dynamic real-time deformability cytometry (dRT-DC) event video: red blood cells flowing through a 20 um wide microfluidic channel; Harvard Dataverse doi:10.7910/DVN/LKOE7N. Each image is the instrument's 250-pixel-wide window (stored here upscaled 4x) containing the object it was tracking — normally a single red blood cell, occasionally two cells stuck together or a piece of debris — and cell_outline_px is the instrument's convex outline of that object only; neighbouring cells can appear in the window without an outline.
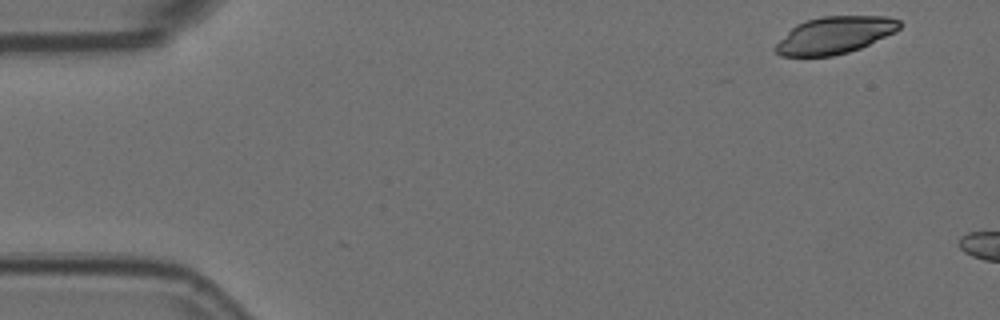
{"species": "Egyptian fruit bat (a non-hibernating species)", "species_latin": "Rousettus aegyptiacus", "temperature_condition": "room temperature", "stored_images_in_passage": 2, "camera_frame_rate_fps": 3000, "um_per_image_px": 0.085, "animal": {"sex": "female"}, "frame": {"image": 1, "passage_image": 1, "time_ms": 0.0, "image_size_px": [1000, 320], "cell_outline_px": [[900, 28], [896, 32], [860, 48], [848, 52], [832, 56], [780, 56], [772, 48], [796, 24], [808, 20], [824, 16], [888, 16], [900, 20]], "centroid_in_image_um": [70.97, 2.99], "position_along_channel_um": 14.0, "area_um2": 26.7}}